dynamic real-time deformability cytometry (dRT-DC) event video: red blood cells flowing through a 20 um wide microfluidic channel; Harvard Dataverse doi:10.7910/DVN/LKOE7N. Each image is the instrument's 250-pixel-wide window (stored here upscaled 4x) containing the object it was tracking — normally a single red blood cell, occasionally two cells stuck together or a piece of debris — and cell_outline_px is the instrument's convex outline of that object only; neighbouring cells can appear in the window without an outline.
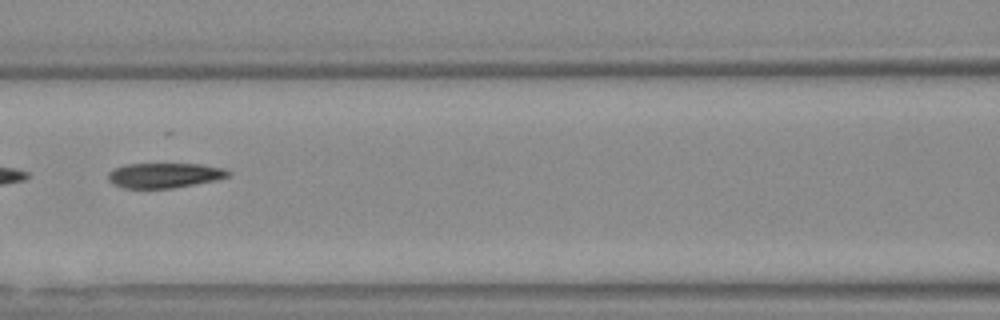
{"species": "Egyptian fruit bat (a non-hibernating species)", "species_latin": "Rousettus aegyptiacus", "temperature_condition": "warm", "stored_images_in_passage": 52, "segment_of_instrument_passage": [2, 2], "camera_frame_rate_fps": 3000, "um_per_image_px": 0.085, "animal": {"sex": "female"}, "frame": {"image": 1, "passage_image": 23, "time_ms": 7.333, "image_size_px": [1000, 320], "cell_outline_px": [[232, 172], [228, 176], [216, 180], [172, 188], [124, 188], [112, 184], [108, 180], [108, 172], [112, 168], [128, 164], [200, 164], [224, 168]], "centroid_in_image_um": [13.95, 14.9], "position_along_channel_um": 152.7, "area_um2": 17.51}}
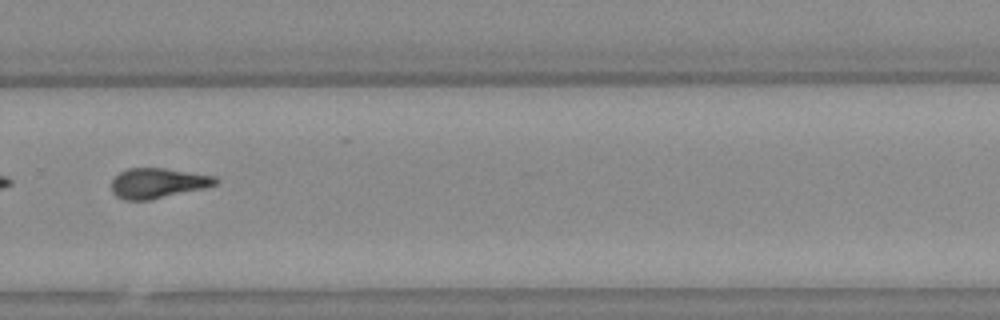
{"frame": {"image": 2, "passage_image": 36, "time_ms": 11.667, "image_size_px": [1000, 320], "cell_outline_px": [[220, 180], [216, 184], [204, 188], [152, 200], [124, 200], [116, 196], [112, 192], [112, 180], [120, 172], [128, 168], [164, 168], [216, 176]], "centroid_in_image_um": [13.42, 15.57], "position_along_channel_um": 316.4, "area_um2": 18.32}}